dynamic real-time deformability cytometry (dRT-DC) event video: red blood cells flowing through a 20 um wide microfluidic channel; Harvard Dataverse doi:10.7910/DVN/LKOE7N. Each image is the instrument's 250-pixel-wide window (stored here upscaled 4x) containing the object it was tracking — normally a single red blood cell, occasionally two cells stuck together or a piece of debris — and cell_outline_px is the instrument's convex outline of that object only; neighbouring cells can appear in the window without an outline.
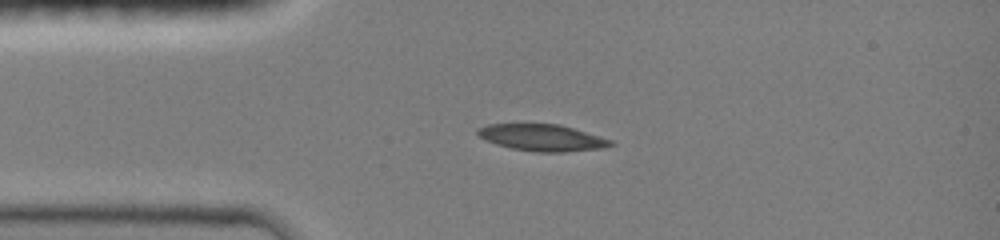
{"species": "common noctule bat (a hibernating species)", "species_latin": "Nyctalus noctula", "temperature_condition": "room temperature", "stored_images_in_passage": 14, "camera_frame_rate_fps": 3000, "um_per_image_px": 0.085, "animal": {"sex": "female", "body_mass_g": 19.0, "forearm_length_mm": 51.5}, "frame": {"image": 1, "passage_image": 3, "time_ms": 2.0, "image_size_px": [1000, 240], "cell_outline_px": [[616, 144], [604, 148], [564, 152], [536, 152], [512, 148], [496, 144], [480, 136], [476, 132], [480, 128], [488, 124], [560, 124], [612, 140]], "centroid_in_image_um": [46.14, 11.7], "position_along_channel_um": 38.9, "area_um2": 20.46}}
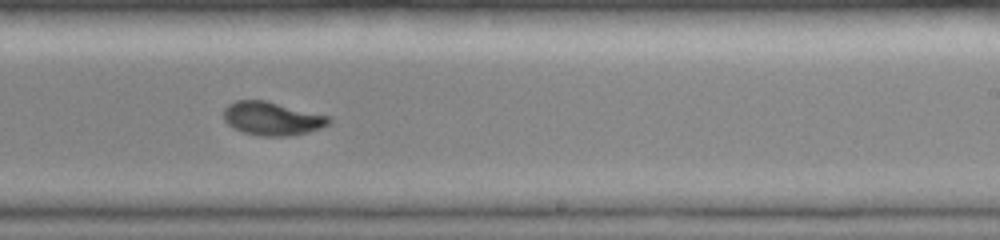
{"frame": {"image": 2, "passage_image": 9, "time_ms": 8.0, "image_size_px": [1000, 240], "cell_outline_px": [[332, 120], [328, 124], [320, 128], [308, 132], [288, 136], [260, 136], [244, 132], [228, 124], [224, 120], [224, 108], [228, 104], [236, 100], [264, 100], [332, 116]], "centroid_in_image_um": [23.16, 10.07], "position_along_channel_um": 265.8, "area_um2": 20.52}}
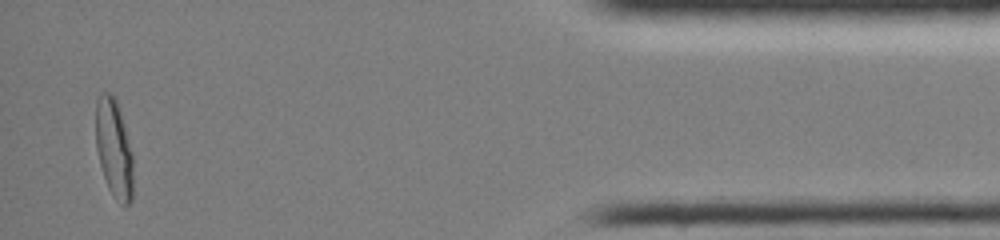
{"frame": {"image": 3, "passage_image": 14, "time_ms": 13.333, "image_size_px": [1000, 240], "cell_outline_px": [[132, 200], [124, 208], [112, 196], [108, 188], [100, 164], [96, 148], [96, 100], [100, 92], [112, 92], [116, 100], [120, 112], [132, 152]], "centroid_in_image_um": [9.67, 12.64], "position_along_channel_um": 425.5, "area_um2": 21.5}, "authors_computed_cell_mechanics": {"area_um2": 20.8947, "velocity_mm_per_s": 4.0989, "shape_relaxation_time_tau1_ms": 5.0375, "shape_relaxation_time_tau2_ms": null, "deformation_change_tau1": 0.1868, "deformation_change_tau2": null}}